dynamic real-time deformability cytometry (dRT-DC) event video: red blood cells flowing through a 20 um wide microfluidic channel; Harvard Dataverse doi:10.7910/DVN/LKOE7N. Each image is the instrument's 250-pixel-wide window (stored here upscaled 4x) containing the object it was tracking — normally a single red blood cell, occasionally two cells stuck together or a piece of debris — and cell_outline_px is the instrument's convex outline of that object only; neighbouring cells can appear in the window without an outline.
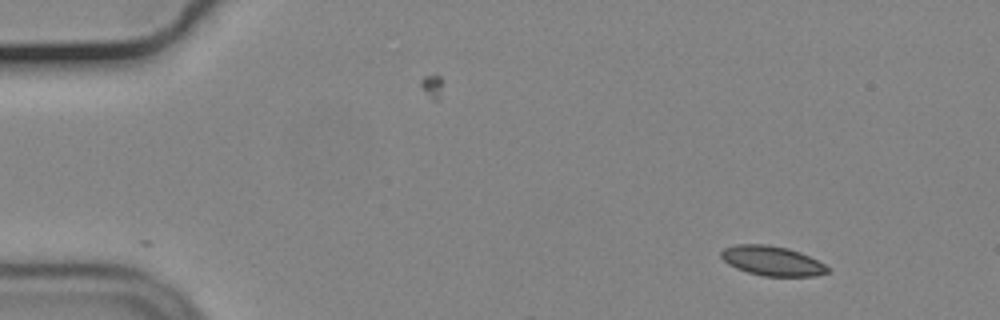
{"species": "common noctule bat (a hibernating species)", "species_latin": "Nyctalus noctula", "temperature_condition": "cold", "stored_images_in_passage": 6, "camera_frame_rate_fps": 3000, "um_per_image_px": 0.085, "animal": {"sex": "male", "body_mass_g": 19.2, "forearm_length_mm": 51.8}, "frame": {"image": 1, "passage_image": 1, "time_ms": 0.0, "image_size_px": [1000, 320], "cell_outline_px": [[828, 272], [816, 276], [764, 276], [748, 272], [736, 268], [728, 264], [720, 256], [720, 252], [724, 248], [736, 244], [764, 244], [788, 248], [800, 252], [824, 264], [828, 268]], "centroid_in_image_um": [65.6, 22.17], "position_along_channel_um": 19.4, "area_um2": 18.26}}